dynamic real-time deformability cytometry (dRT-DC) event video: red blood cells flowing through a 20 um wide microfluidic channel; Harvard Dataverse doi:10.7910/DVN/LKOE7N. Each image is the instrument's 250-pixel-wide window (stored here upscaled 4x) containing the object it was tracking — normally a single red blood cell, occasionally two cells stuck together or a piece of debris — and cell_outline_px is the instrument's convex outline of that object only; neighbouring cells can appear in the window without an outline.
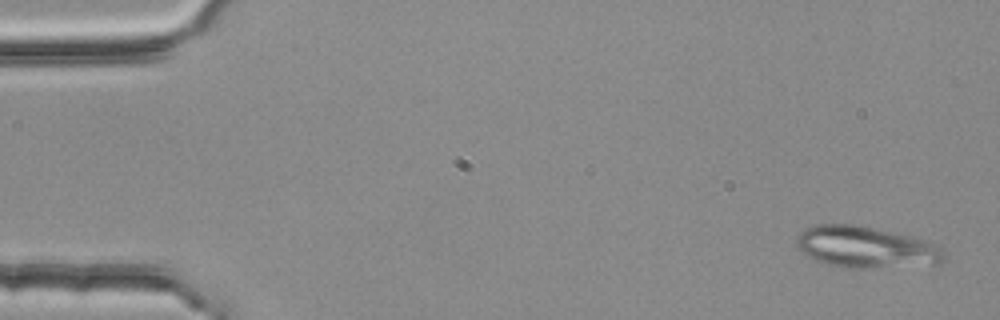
{"species": "common noctule bat (a hibernating species)", "species_latin": "Nyctalus noctula", "temperature_condition": "room temperature", "stored_images_in_passage": 53, "camera_frame_rate_fps": 3000, "um_per_image_px": 0.085, "animal": {"sex": "female", "body_mass_g": 25.1}, "frame": {"image": 1, "passage_image": 2, "time_ms": 0.333, "image_size_px": [1000, 320], "cell_outline_px": [[944, 260], [940, 264], [832, 264], [816, 260], [804, 256], [800, 252], [796, 244], [796, 236], [800, 232], [816, 224], [856, 224], [908, 236], [924, 240], [940, 248], [944, 256]], "centroid_in_image_um": [73.49, 20.93], "position_along_channel_um": 11.5, "area_um2": 33.47}}
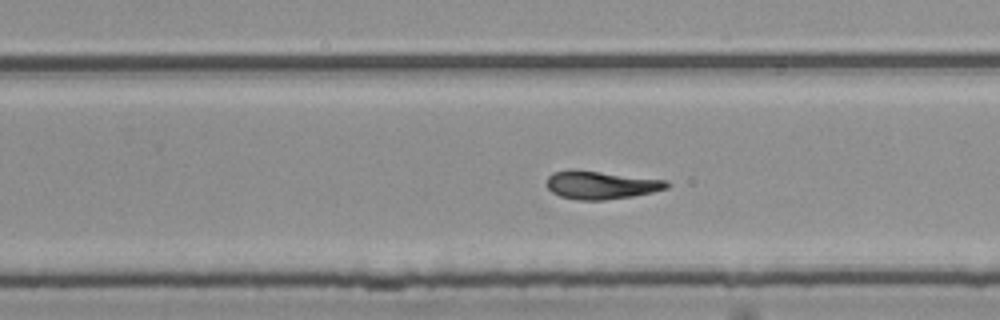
{"frame": {"image": 2, "passage_image": 34, "time_ms": 11.0, "image_size_px": [1000, 320], "cell_outline_px": [[668, 188], [652, 192], [632, 196], [604, 200], [576, 200], [560, 196], [552, 192], [548, 188], [548, 176], [552, 172], [568, 168], [572, 168], [664, 180], [668, 184]], "centroid_in_image_um": [51.01, 15.71], "position_along_channel_um": 278.8, "area_um2": 19.65}}
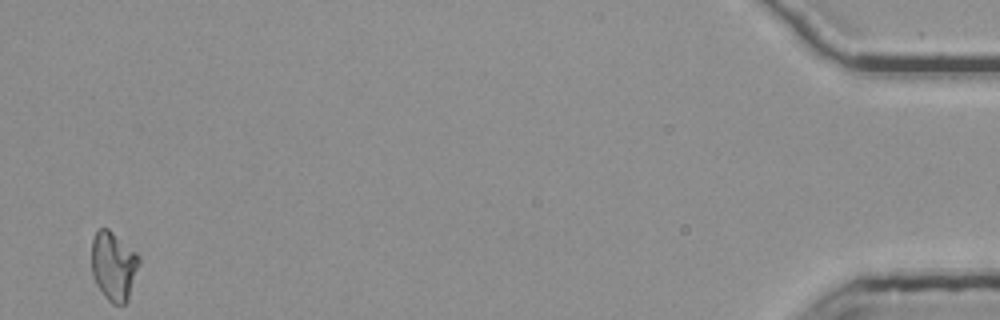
{"frame": {"image": 3, "passage_image": 53, "time_ms": 17.333, "image_size_px": [1000, 320], "cell_outline_px": [[140, 264], [128, 300], [124, 304], [112, 304], [104, 296], [96, 284], [92, 276], [92, 240], [96, 232], [100, 228], [108, 228], [136, 252], [140, 256]], "centroid_in_image_um": [9.67, 22.62], "position_along_channel_um": 425.5, "area_um2": 19.19}, "authors_computed_cell_mechanics": {"area_um2": 19.941, "velocity_mm_per_s": 3.7575, "shape_relaxation_time_tau1_ms": null, "shape_relaxation_time_tau2_ms": 3.8243, "deformation_change_tau1": null, "deformation_change_tau2": 0.1294}}